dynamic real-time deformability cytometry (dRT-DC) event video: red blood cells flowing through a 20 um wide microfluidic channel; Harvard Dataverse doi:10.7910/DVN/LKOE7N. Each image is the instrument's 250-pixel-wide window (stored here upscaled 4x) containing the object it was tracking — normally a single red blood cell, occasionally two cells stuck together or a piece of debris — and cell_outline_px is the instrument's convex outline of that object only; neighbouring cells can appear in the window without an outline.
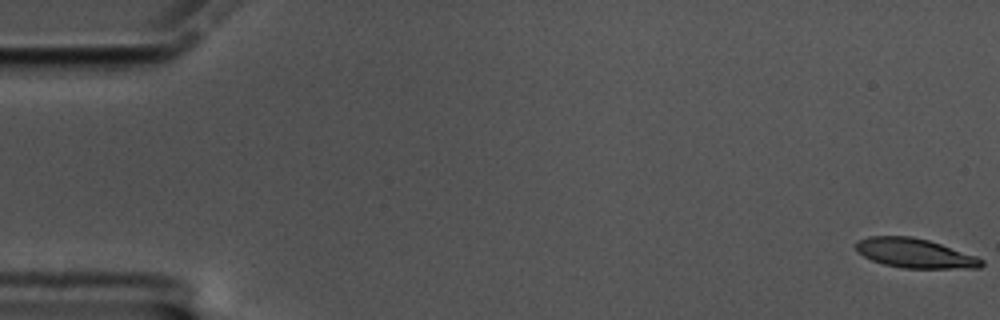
{"species": "common noctule bat (a hibernating species)", "species_latin": "Nyctalus noctula", "temperature_condition": "cold", "stored_images_in_passage": 60, "camera_frame_rate_fps": 3000, "um_per_image_px": 0.085, "animal": {"sex": "male", "body_mass_g": 17.5, "forearm_length_mm": 52.3}, "frame": {"image": 1, "passage_image": 1, "time_ms": 0.0, "image_size_px": [1000, 320], "cell_outline_px": [[984, 264], [980, 268], [904, 268], [884, 264], [872, 260], [856, 252], [856, 240], [868, 236], [912, 236], [928, 240], [976, 256], [984, 260]], "centroid_in_image_um": [77.74, 21.52], "position_along_channel_um": 7.3, "area_um2": 21.5}}
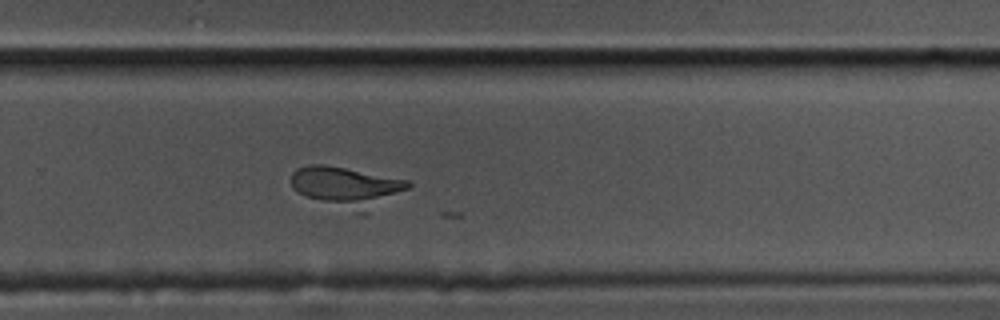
{"frame": {"image": 2, "passage_image": 40, "time_ms": 13.0, "image_size_px": [1000, 320], "cell_outline_px": [[412, 184], [408, 188], [364, 216], [360, 216], [296, 192], [292, 188], [288, 180], [292, 172], [296, 168], [308, 164], [324, 164], [408, 180]], "centroid_in_image_um": [29.44, 15.91], "position_along_channel_um": 300.4, "area_um2": 27.98}}
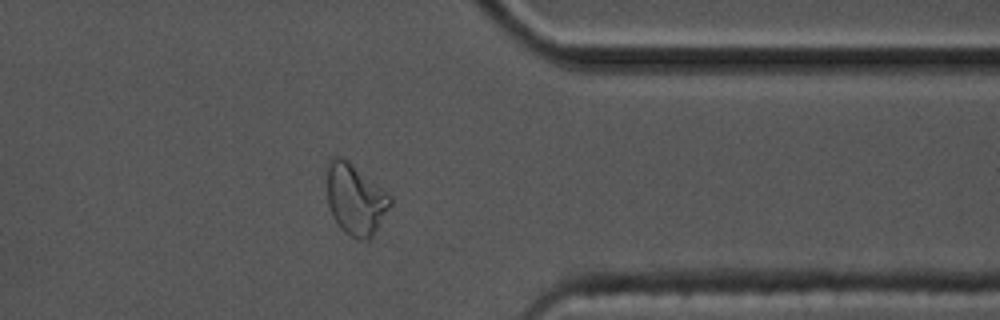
{"frame": {"image": 3, "passage_image": 48, "time_ms": 15.667, "image_size_px": [1000, 320], "cell_outline_px": [[392, 204], [372, 236], [368, 240], [356, 240], [344, 232], [340, 228], [332, 216], [328, 204], [328, 164], [332, 156], [344, 156], [388, 192], [392, 196]], "centroid_in_image_um": [30.22, 16.93], "position_along_channel_um": 381.2, "area_um2": 26.41}}